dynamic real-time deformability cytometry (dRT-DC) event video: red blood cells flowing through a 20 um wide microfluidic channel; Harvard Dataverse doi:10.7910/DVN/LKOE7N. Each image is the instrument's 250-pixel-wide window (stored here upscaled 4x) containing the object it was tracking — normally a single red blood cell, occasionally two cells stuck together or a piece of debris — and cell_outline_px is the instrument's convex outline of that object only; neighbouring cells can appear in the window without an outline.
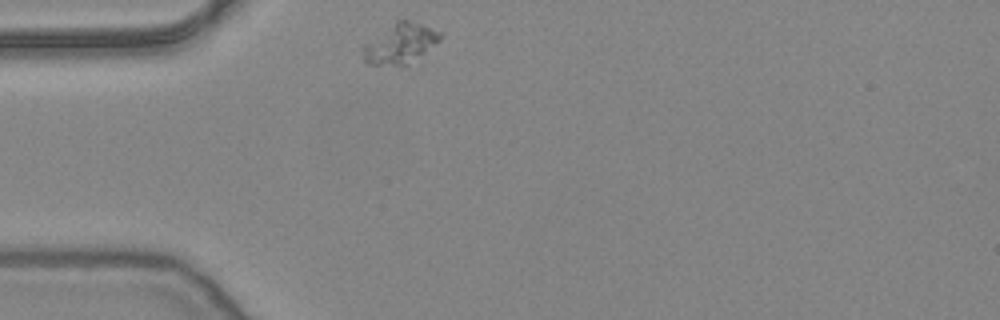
{"species": "common noctule bat (a hibernating species)", "species_latin": "Nyctalus noctula", "temperature_condition": "warm", "stored_images_in_passage": 14, "camera_frame_rate_fps": 3000, "um_per_image_px": 0.085, "animal": {"sex": "female", "body_mass_g": 24.6, "forearm_length_mm": 56.2}, "frame": {"image": 1, "passage_image": 1, "time_ms": 0.0, "image_size_px": [1000, 320], "cell_outline_px": [[440, 40], [408, 64], [368, 64], [364, 60], [364, 44], [396, 20], [404, 20], [420, 24], [440, 32]], "centroid_in_image_um": [34.0, 3.69], "position_along_channel_um": 51.0, "area_um2": 17.17}}
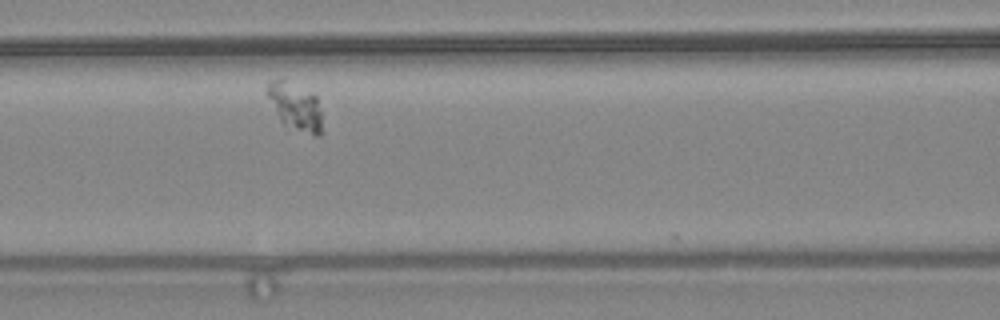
{"frame": {"image": 2, "passage_image": 10, "time_ms": 3.0, "image_size_px": [1000, 320], "cell_outline_px": [[324, 132], [320, 136], [312, 136], [284, 124], [280, 120], [264, 92], [268, 80], [284, 80], [312, 92], [316, 96], [320, 112]], "centroid_in_image_um": [25.1, 9.07], "position_along_channel_um": 141.5, "area_um2": 15.43}}
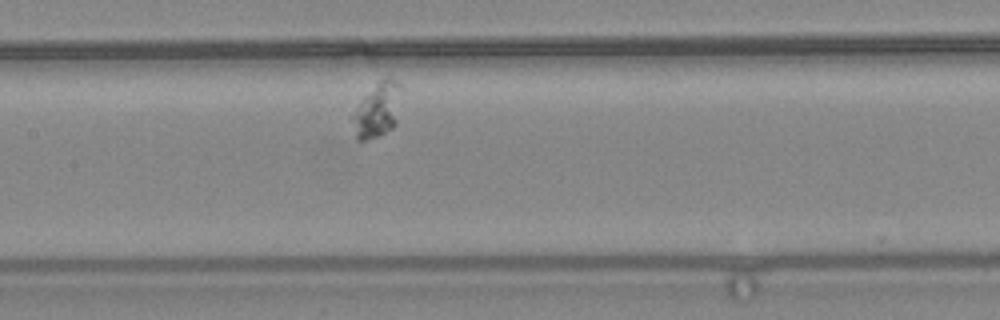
{"frame": {"image": 3, "passage_image": 13, "time_ms": 4.0, "image_size_px": [1000, 320], "cell_outline_px": [[400, 88], [396, 124], [392, 128], [380, 136], [368, 140], [356, 140], [352, 116], [364, 96], [376, 80], [388, 76], [396, 80], [400, 84]], "centroid_in_image_um": [32.07, 9.33], "position_along_channel_um": 175.3, "area_um2": 15.49}}